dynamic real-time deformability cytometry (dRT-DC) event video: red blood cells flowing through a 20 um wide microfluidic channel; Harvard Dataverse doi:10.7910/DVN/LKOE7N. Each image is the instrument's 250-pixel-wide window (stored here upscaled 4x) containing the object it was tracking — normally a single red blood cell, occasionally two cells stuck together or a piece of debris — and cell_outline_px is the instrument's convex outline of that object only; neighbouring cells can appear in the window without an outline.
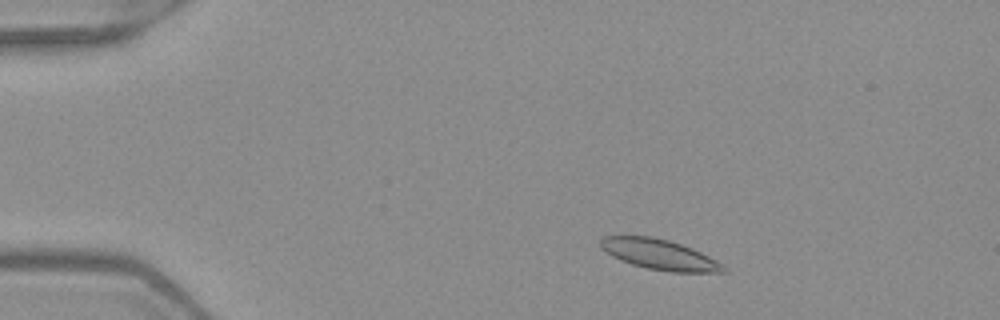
{"species": "Egyptian fruit bat (a non-hibernating species)", "species_latin": "Rousettus aegyptiacus", "temperature_condition": "warm", "stored_images_in_passage": 49, "camera_frame_rate_fps": 3000, "um_per_image_px": 0.085, "frame": {"image": 1, "passage_image": 6, "time_ms": 1.667, "image_size_px": [1000, 320], "cell_outline_px": [[728, 272], [668, 272], [648, 268], [632, 264], [620, 260], [612, 256], [600, 248], [600, 240], [604, 236], [652, 236], [668, 240], [692, 248], [724, 264], [728, 268]], "centroid_in_image_um": [56.07, 21.64], "position_along_channel_um": 28.9, "area_um2": 21.73}}
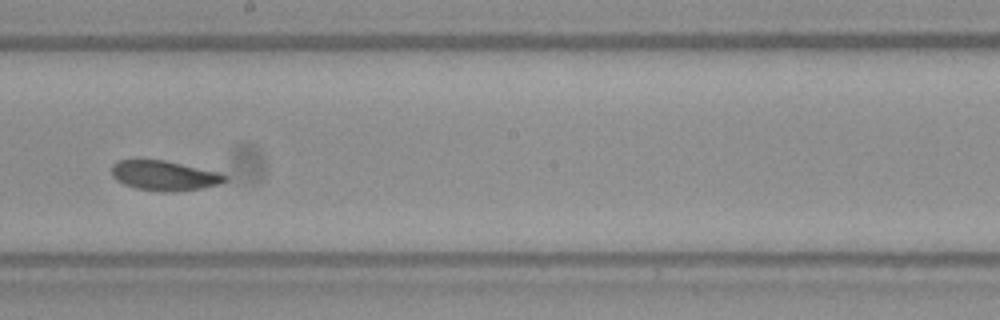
{"frame": {"image": 2, "passage_image": 27, "time_ms": 8.667, "image_size_px": [1000, 320], "cell_outline_px": [[228, 180], [220, 184], [200, 188], [172, 192], [160, 192], [136, 188], [124, 184], [116, 180], [112, 176], [112, 164], [116, 160], [164, 160], [220, 172], [228, 176]], "centroid_in_image_um": [13.98, 14.93], "position_along_channel_um": 234.2, "area_um2": 19.83}}
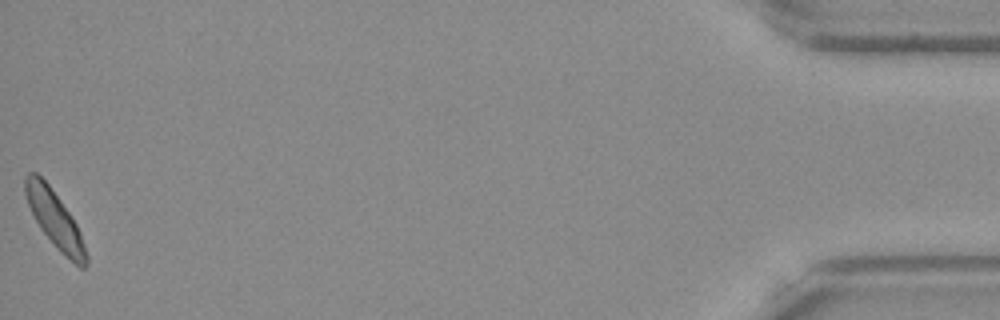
{"frame": {"image": 3, "passage_image": 49, "time_ms": 16.0, "image_size_px": [1000, 320], "cell_outline_px": [[88, 264], [84, 268], [80, 268], [60, 252], [40, 228], [28, 204], [24, 192], [24, 176], [28, 172], [36, 172], [48, 184], [60, 200], [76, 224], [80, 232], [88, 256]], "centroid_in_image_um": [4.66, 18.65], "position_along_channel_um": 430.5, "area_um2": 19.88}}